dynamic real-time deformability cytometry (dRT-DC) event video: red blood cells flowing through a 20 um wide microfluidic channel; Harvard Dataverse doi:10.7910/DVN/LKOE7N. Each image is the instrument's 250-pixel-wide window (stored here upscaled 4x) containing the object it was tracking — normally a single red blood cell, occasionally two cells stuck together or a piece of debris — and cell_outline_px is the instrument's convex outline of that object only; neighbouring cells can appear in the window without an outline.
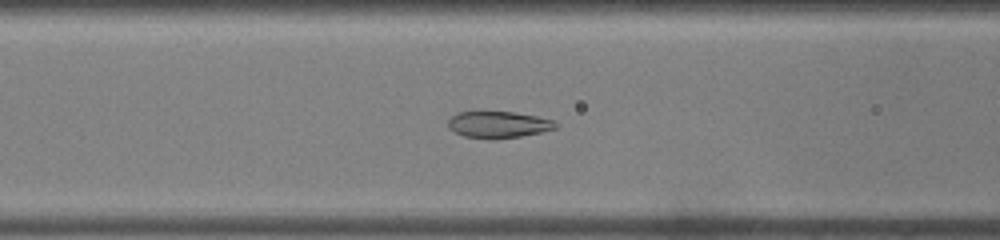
{"species": "common noctule bat (a hibernating species)", "species_latin": "Nyctalus noctula", "temperature_condition": "warm", "stored_images_in_passage": 31, "camera_frame_rate_fps": 3000, "um_per_image_px": 0.085, "animal": {"sex": "male", "body_mass_g": 19.0, "forearm_length_mm": 50.8}, "frame": {"image": 1, "passage_image": 8, "time_ms": 2.333, "image_size_px": [1000, 240], "cell_outline_px": [[560, 124], [556, 128], [540, 132], [520, 136], [492, 140], [464, 136], [448, 128], [448, 120], [456, 112], [476, 108], [516, 112], [536, 116], [552, 120]], "centroid_in_image_um": [42.29, 10.54], "position_along_channel_um": 124.3, "area_um2": 17.57}}
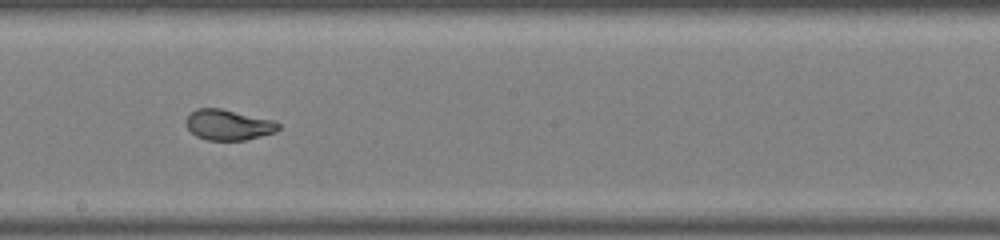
{"frame": {"image": 2, "passage_image": 16, "time_ms": 5.0, "image_size_px": [1000, 240], "cell_outline_px": [[280, 128], [276, 132], [244, 140], [208, 140], [196, 136], [184, 124], [184, 120], [196, 108], [220, 108], [272, 120], [280, 124]], "centroid_in_image_um": [19.38, 10.61], "position_along_channel_um": 228.8, "area_um2": 16.36}}
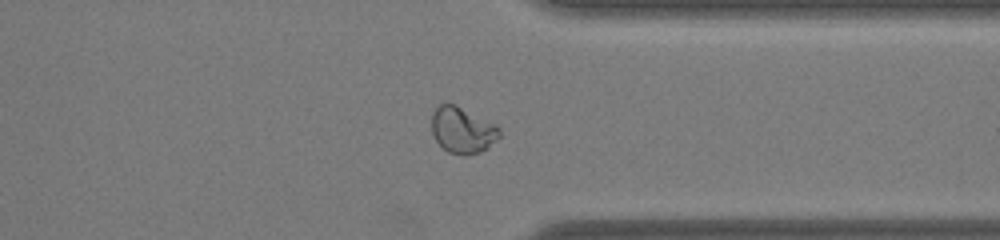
{"frame": {"image": 3, "passage_image": 27, "time_ms": 8.667, "image_size_px": [1000, 240], "cell_outline_px": [[500, 136], [488, 148], [480, 152], [468, 156], [464, 156], [448, 152], [436, 140], [432, 132], [432, 112], [440, 104], [456, 104], [496, 124], [500, 128]], "centroid_in_image_um": [39.33, 11.07], "position_along_channel_um": 372.1, "area_um2": 18.38}, "authors_computed_cell_mechanics": {"area_um2": 17.1666, "velocity_mm_per_s": 3.9298, "shape_relaxation_time_tau1_ms": 6.3852, "shape_relaxation_time_tau2_ms": null, "deformation_change_tau1": 0.221, "deformation_change_tau2": null}}